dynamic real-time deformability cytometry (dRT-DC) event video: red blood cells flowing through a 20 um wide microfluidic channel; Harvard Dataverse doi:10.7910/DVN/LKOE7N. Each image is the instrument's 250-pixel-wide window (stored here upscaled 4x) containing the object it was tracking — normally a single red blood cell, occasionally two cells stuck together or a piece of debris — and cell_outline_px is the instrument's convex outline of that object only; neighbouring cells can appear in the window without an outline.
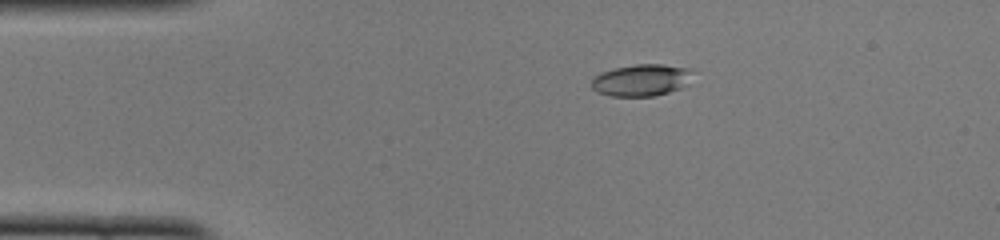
{"species": "common noctule bat (a hibernating species)", "species_latin": "Nyctalus noctula", "temperature_condition": "cold", "stored_images_in_passage": 50, "camera_frame_rate_fps": 3000, "um_per_image_px": 0.085, "animal": {"sex": "female", "body_mass_g": 22.0, "forearm_length_mm": 56.7}, "frame": {"image": 1, "passage_image": 9, "time_ms": 2.667, "image_size_px": [1000, 240], "cell_outline_px": [[692, 72], [688, 84], [680, 88], [656, 96], [608, 96], [596, 92], [592, 88], [592, 80], [596, 76], [604, 72], [616, 68], [636, 64], [660, 64], [692, 68]], "centroid_in_image_um": [54.54, 6.82], "position_along_channel_um": 30.5, "area_um2": 18.73}}
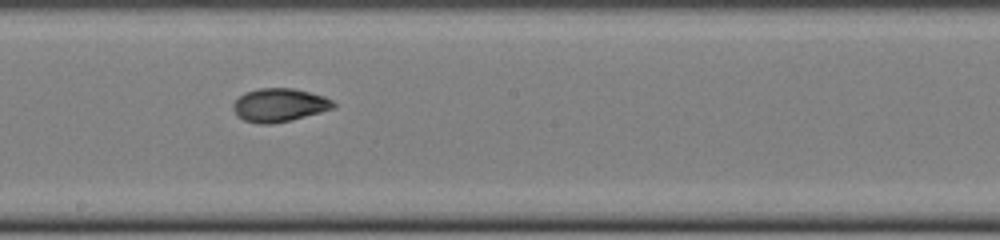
{"frame": {"image": 2, "passage_image": 27, "time_ms": 8.667, "image_size_px": [1000, 240], "cell_outline_px": [[336, 108], [288, 120], [268, 124], [260, 124], [244, 120], [236, 116], [232, 108], [232, 104], [244, 92], [260, 88], [292, 88], [324, 96], [332, 100], [336, 104]], "centroid_in_image_um": [23.72, 8.92], "position_along_channel_um": 224.5, "area_um2": 19.36}}
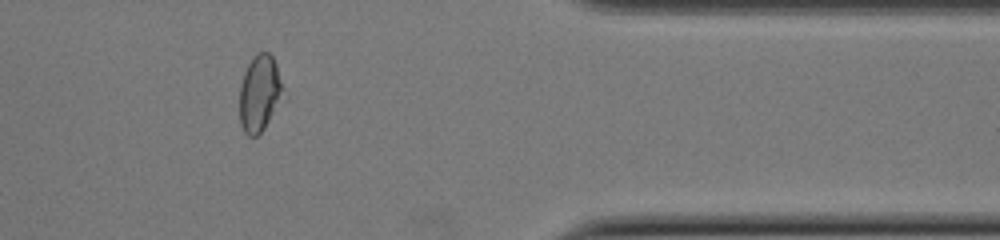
{"frame": {"image": 3, "passage_image": 41, "time_ms": 13.333, "image_size_px": [1000, 240], "cell_outline_px": [[288, 96], [264, 128], [256, 136], [248, 136], [244, 132], [240, 124], [240, 84], [244, 72], [248, 64], [260, 52], [268, 52], [272, 56], [276, 64]], "centroid_in_image_um": [22.13, 7.97], "position_along_channel_um": 389.3, "area_um2": 20.0}, "authors_computed_cell_mechanics": {"area_um2": 19.363, "velocity_mm_per_s": 3.9945, "shape_relaxation_time_tau1_ms": 4.5077, "shape_relaxation_time_tau2_ms": 2.9725, "deformation_change_tau1": 0.1494, "deformation_change_tau2": 0.0582}}